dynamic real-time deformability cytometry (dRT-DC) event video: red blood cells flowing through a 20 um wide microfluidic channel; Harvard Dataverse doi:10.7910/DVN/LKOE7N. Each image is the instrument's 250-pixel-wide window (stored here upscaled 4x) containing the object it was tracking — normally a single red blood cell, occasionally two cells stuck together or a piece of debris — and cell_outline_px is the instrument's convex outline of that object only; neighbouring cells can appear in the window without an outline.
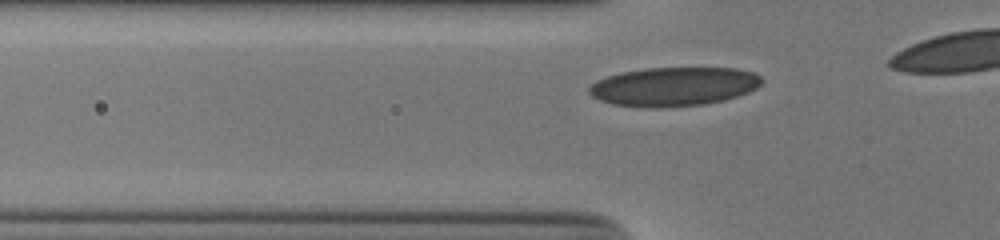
{"species": "human", "species_latin": "Homo sapiens", "temperature_condition": "cold", "stored_images_in_passage": 17, "camera_frame_rate_fps": 3000, "um_per_image_px": 0.085, "donor": {"sex": "male"}, "frame": {"image": 1, "passage_image": 4, "time_ms": 1.0, "image_size_px": [1000, 240], "cell_outline_px": [[764, 80], [756, 88], [748, 92], [724, 100], [704, 104], [660, 108], [656, 108], [612, 104], [600, 100], [592, 96], [588, 92], [588, 88], [596, 80], [620, 72], [644, 68], [736, 68], [752, 72], [760, 76]], "centroid_in_image_um": [57.26, 7.35], "position_along_channel_um": 68.5, "area_um2": 39.19}}
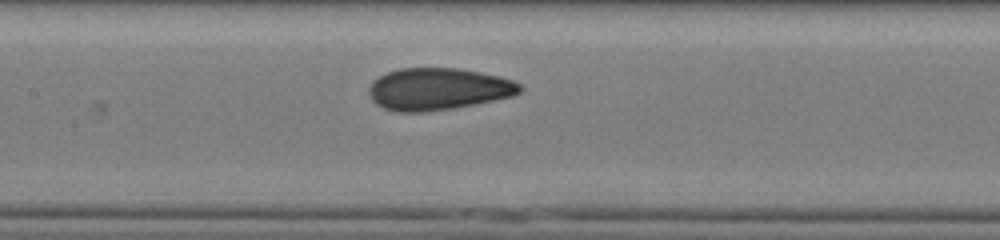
{"frame": {"image": 2, "passage_image": 12, "time_ms": 3.667, "image_size_px": [1000, 240], "cell_outline_px": [[524, 88], [520, 92], [512, 96], [452, 108], [424, 112], [396, 112], [384, 108], [376, 104], [372, 100], [368, 92], [368, 88], [372, 80], [388, 72], [400, 68], [456, 68], [480, 72], [500, 76], [512, 80], [520, 84]], "centroid_in_image_um": [37.21, 7.56], "position_along_channel_um": 170.2, "area_um2": 36.93}}
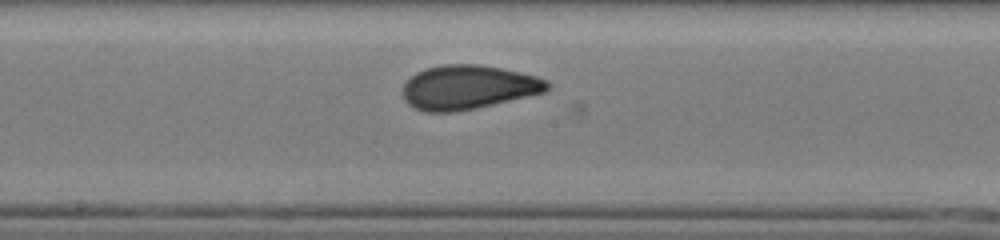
{"frame": {"image": 3, "passage_image": 15, "time_ms": 4.667, "image_size_px": [1000, 240], "cell_outline_px": [[552, 84], [544, 92], [528, 96], [476, 108], [452, 112], [424, 112], [408, 104], [404, 100], [400, 92], [404, 84], [416, 72], [428, 68], [444, 64], [480, 64], [520, 72], [536, 76], [548, 80]], "centroid_in_image_um": [39.77, 7.42], "position_along_channel_um": 208.4, "area_um2": 37.22}}